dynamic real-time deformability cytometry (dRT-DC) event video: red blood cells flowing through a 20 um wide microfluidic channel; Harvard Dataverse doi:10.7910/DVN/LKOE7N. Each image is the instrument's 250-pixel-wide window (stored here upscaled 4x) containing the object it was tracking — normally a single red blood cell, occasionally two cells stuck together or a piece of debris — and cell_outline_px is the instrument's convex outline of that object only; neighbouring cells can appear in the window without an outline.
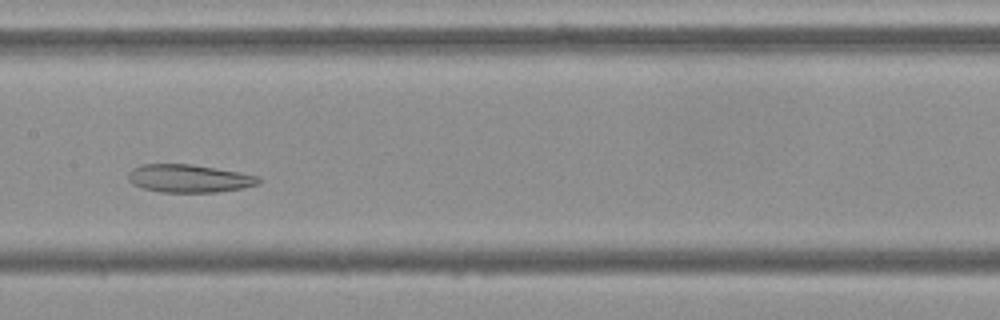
{"species": "Egyptian fruit bat (a non-hibernating species)", "species_latin": "Rousettus aegyptiacus", "temperature_condition": "cold", "stored_images_in_passage": 51, "camera_frame_rate_fps": 3000, "um_per_image_px": 0.085, "frame": {"image": 1, "passage_image": 23, "time_ms": 7.333, "image_size_px": [1000, 320], "cell_outline_px": [[260, 184], [244, 188], [216, 192], [160, 192], [144, 188], [132, 184], [128, 180], [128, 172], [132, 168], [140, 164], [192, 164], [260, 176]], "centroid_in_image_um": [16.06, 15.17], "position_along_channel_um": 191.3, "area_um2": 21.33}}
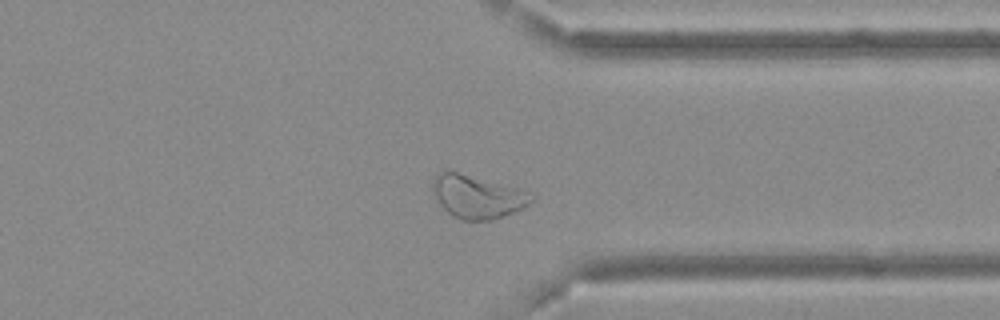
{"frame": {"image": 2, "passage_image": 38, "time_ms": 12.333, "image_size_px": [1000, 320], "cell_outline_px": [[536, 200], [524, 208], [492, 220], [460, 220], [452, 216], [432, 196], [432, 180], [440, 172], [456, 172], [516, 188], [528, 192], [536, 196]], "centroid_in_image_um": [40.58, 16.75], "position_along_channel_um": 370.8, "area_um2": 24.62}}
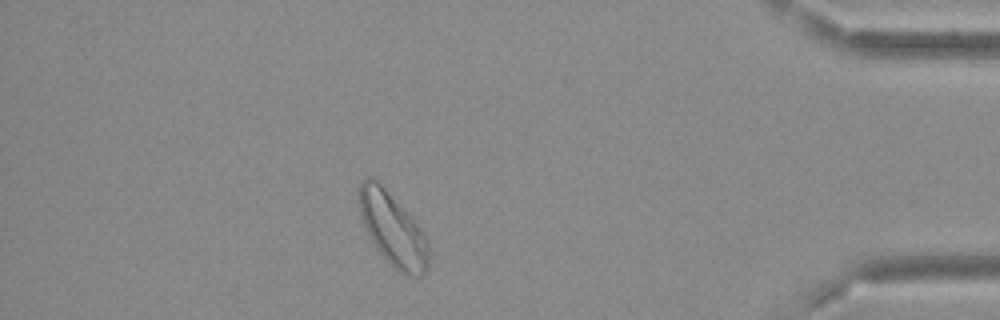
{"frame": {"image": 3, "passage_image": 44, "time_ms": 14.333, "image_size_px": [1000, 320], "cell_outline_px": [[428, 268], [420, 276], [412, 276], [400, 272], [376, 248], [360, 216], [360, 184], [368, 176], [376, 180], [384, 188], [420, 228], [428, 244]], "centroid_in_image_um": [33.39, 19.52], "position_along_channel_um": 401.8, "area_um2": 28.26}, "authors_computed_cell_mechanics": {"area_um2": 26.7036, "velocity_mm_per_s": 3.6272, "shape_relaxation_time_tau1_ms": null, "shape_relaxation_time_tau2_ms": 4.8128, "deformation_change_tau1": null, "deformation_change_tau2": 0.1001}}